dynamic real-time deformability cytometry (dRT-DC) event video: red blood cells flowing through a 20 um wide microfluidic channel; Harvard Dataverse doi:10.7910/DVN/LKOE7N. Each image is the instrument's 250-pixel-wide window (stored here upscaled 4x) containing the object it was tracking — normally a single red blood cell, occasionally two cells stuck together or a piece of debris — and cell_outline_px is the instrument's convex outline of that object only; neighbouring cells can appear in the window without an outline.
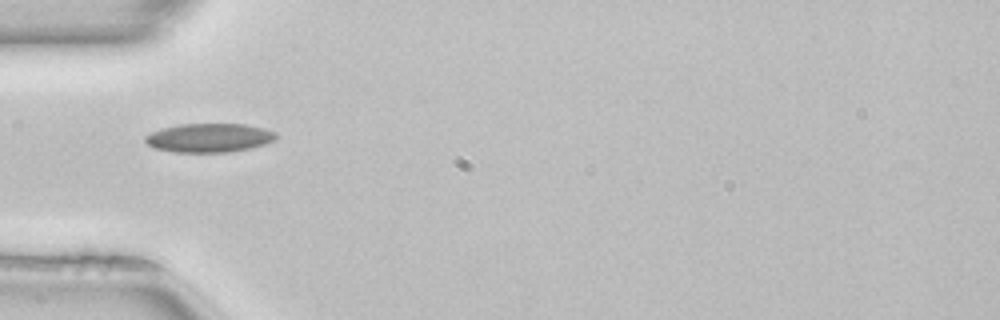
{"species": "common noctule bat (a hibernating species)", "species_latin": "Nyctalus noctula", "temperature_condition": "room temperature", "stored_images_in_passage": 35, "camera_frame_rate_fps": 3000, "um_per_image_px": 0.085, "animal": {"sex": "female", "body_mass_g": 22.7, "forearm_length_mm": 54.2}, "frame": {"image": 1, "passage_image": 1, "time_ms": 0.0, "image_size_px": [1000, 320], "cell_outline_px": [[276, 140], [252, 148], [228, 152], [176, 152], [152, 148], [144, 140], [144, 136], [152, 132], [164, 128], [180, 124], [244, 124], [264, 128], [276, 132]], "centroid_in_image_um": [17.79, 11.72], "position_along_channel_um": 67.2, "area_um2": 22.02}}
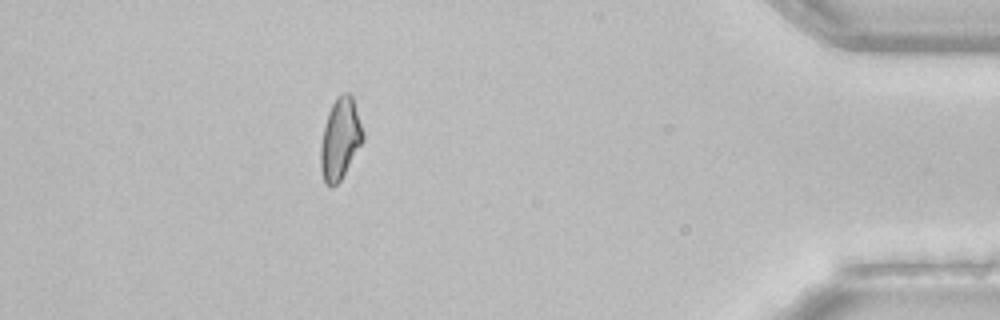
{"frame": {"image": 2, "passage_image": 30, "time_ms": 9.667, "image_size_px": [1000, 320], "cell_outline_px": [[364, 140], [340, 180], [332, 188], [324, 180], [320, 168], [320, 148], [324, 128], [328, 112], [336, 96], [340, 92], [348, 92], [352, 96], [364, 132]], "centroid_in_image_um": [28.92, 11.77], "position_along_channel_um": 406.3, "area_um2": 19.94}}